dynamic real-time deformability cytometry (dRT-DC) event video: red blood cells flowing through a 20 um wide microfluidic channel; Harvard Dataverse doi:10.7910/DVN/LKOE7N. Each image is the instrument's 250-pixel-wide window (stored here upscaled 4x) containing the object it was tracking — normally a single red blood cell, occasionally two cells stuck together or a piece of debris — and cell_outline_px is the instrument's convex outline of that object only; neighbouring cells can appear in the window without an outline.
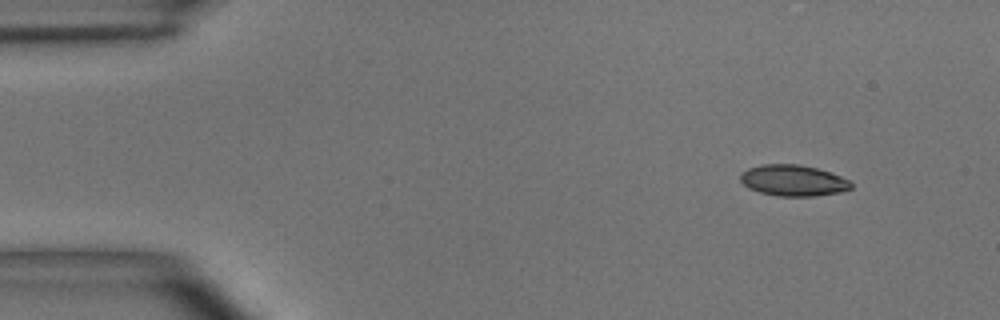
{"species": "common noctule bat (a hibernating species)", "species_latin": "Nyctalus noctula", "temperature_condition": "room temperature", "stored_images_in_passage": 3, "camera_frame_rate_fps": 3000, "um_per_image_px": 0.085, "animal": {"sex": "male", "body_mass_g": 15.6}, "frame": {"image": 1, "passage_image": 1, "time_ms": 0.0, "image_size_px": [1000, 320], "cell_outline_px": [[852, 188], [840, 192], [812, 196], [776, 196], [760, 192], [748, 188], [740, 180], [740, 172], [748, 168], [760, 164], [800, 164], [816, 168], [852, 180]], "centroid_in_image_um": [67.41, 15.33], "position_along_channel_um": 17.6, "area_um2": 20.17}}